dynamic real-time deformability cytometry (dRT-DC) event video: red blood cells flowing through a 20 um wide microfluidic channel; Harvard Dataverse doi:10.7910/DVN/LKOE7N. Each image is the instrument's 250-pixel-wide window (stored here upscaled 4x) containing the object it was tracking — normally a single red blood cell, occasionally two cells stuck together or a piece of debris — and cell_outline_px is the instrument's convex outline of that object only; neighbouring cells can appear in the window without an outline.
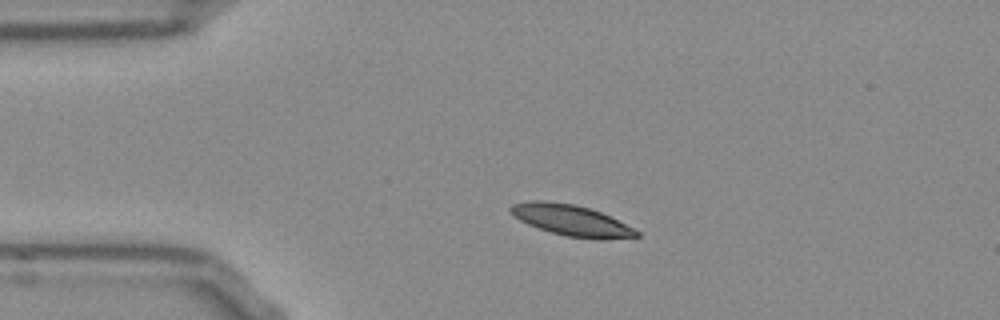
{"species": "Egyptian fruit bat (a non-hibernating species)", "species_latin": "Rousettus aegyptiacus", "temperature_condition": "room temperature", "stored_images_in_passage": 43, "camera_frame_rate_fps": 3000, "um_per_image_px": 0.085, "frame": {"image": 1, "passage_image": 1, "time_ms": 0.0, "image_size_px": [1000, 320], "cell_outline_px": [[640, 236], [604, 240], [600, 240], [568, 236], [552, 232], [528, 224], [512, 216], [508, 212], [508, 208], [512, 204], [532, 200], [544, 200], [572, 204], [588, 208], [600, 212], [636, 228], [640, 232]], "centroid_in_image_um": [48.57, 18.73], "position_along_channel_um": 36.4, "area_um2": 22.83}}
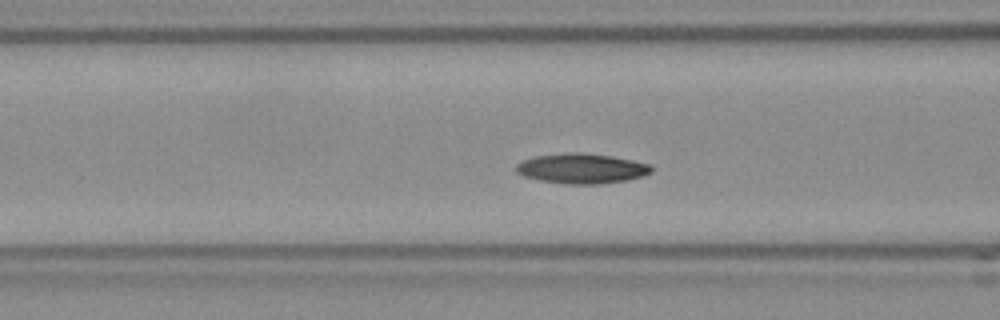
{"frame": {"image": 2, "passage_image": 10, "time_ms": 3.0, "image_size_px": [1000, 320], "cell_outline_px": [[652, 172], [644, 176], [628, 180], [600, 184], [568, 184], [540, 180], [524, 176], [516, 172], [516, 164], [524, 160], [536, 156], [572, 152], [612, 156], [632, 160], [648, 164], [652, 168]], "centroid_in_image_um": [49.46, 14.33], "position_along_channel_um": 117.1, "area_um2": 23.47}}
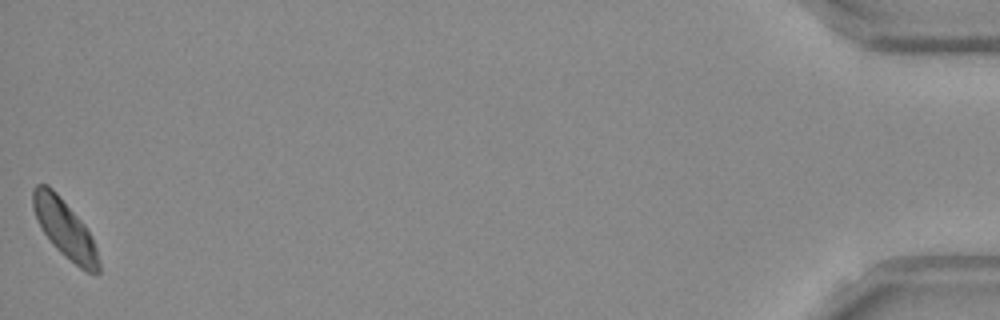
{"frame": {"image": 3, "passage_image": 43, "time_ms": 14.0, "image_size_px": [1000, 320], "cell_outline_px": [[100, 272], [84, 272], [64, 256], [52, 244], [44, 232], [32, 208], [32, 188], [36, 184], [48, 184], [56, 192], [84, 224], [92, 236], [96, 248], [100, 264]], "centroid_in_image_um": [5.5, 19.44], "position_along_channel_um": 429.7, "area_um2": 22.14}, "authors_computed_cell_mechanics": {"area_um2": 22.4264, "velocity_mm_per_s": 3.7579, "shape_relaxation_time_tau1_ms": 4.1869, "shape_relaxation_time_tau2_ms": null, "deformation_change_tau1": 0.0962, "deformation_change_tau2": null}}